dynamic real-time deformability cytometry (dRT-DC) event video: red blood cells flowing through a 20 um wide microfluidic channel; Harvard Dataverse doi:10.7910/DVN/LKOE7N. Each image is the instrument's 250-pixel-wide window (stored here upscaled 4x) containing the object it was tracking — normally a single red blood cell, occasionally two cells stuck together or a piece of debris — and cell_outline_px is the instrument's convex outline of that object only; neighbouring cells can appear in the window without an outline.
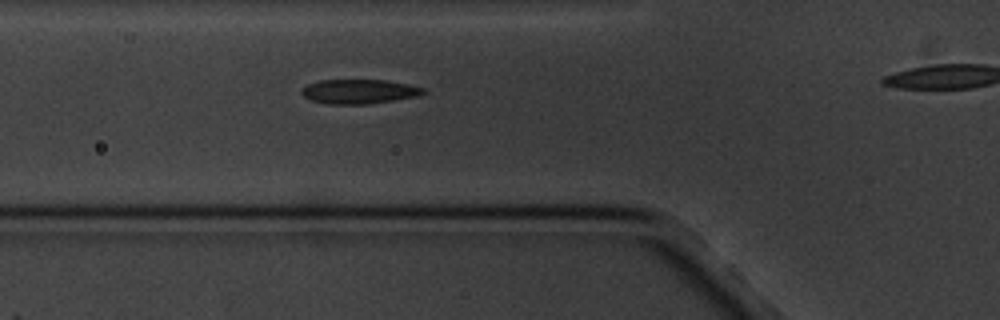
{"species": "common noctule bat (a hibernating species)", "species_latin": "Nyctalus noctula", "temperature_condition": "cold", "stored_images_in_passage": 5, "segment_of_instrument_passage": [1, 2], "camera_frame_rate_fps": 3000, "um_per_image_px": 0.085, "animal": {"sex": "male", "body_mass_g": 20.1, "forearm_length_mm": 53.5}, "frame": {"image": 1, "passage_image": 4, "time_ms": 3.333, "image_size_px": [1000, 320], "cell_outline_px": [[428, 92], [420, 96], [368, 104], [328, 104], [308, 100], [300, 92], [308, 84], [320, 80], [384, 80], [408, 84], [424, 88]], "centroid_in_image_um": [30.55, 7.78], "position_along_channel_um": 95.3, "area_um2": 17.4}}